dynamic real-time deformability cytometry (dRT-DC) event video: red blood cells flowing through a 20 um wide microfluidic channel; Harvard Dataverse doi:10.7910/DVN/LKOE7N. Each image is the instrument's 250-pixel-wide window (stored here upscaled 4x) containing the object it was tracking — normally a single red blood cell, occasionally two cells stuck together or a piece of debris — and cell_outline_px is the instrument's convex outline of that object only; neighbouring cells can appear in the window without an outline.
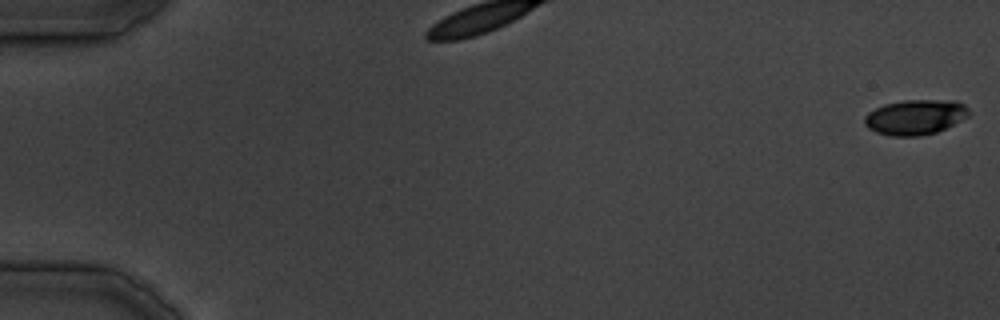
{"species": "common noctule bat (a hibernating species)", "species_latin": "Nyctalus noctula", "temperature_condition": "cold", "stored_images_in_passage": 20, "camera_frame_rate_fps": 3000, "um_per_image_px": 0.085, "animal": {"sex": "male", "body_mass_g": 19.5, "forearm_length_mm": 54.6}, "frame": {"image": 1, "passage_image": 1, "time_ms": 0.0, "image_size_px": [1000, 320], "cell_outline_px": [[972, 112], [968, 116], [936, 132], [920, 136], [892, 136], [876, 132], [868, 128], [864, 124], [864, 116], [868, 112], [884, 104], [904, 100], [956, 100], [964, 104]], "centroid_in_image_um": [77.79, 9.94], "position_along_channel_um": 7.2, "area_um2": 21.39}}
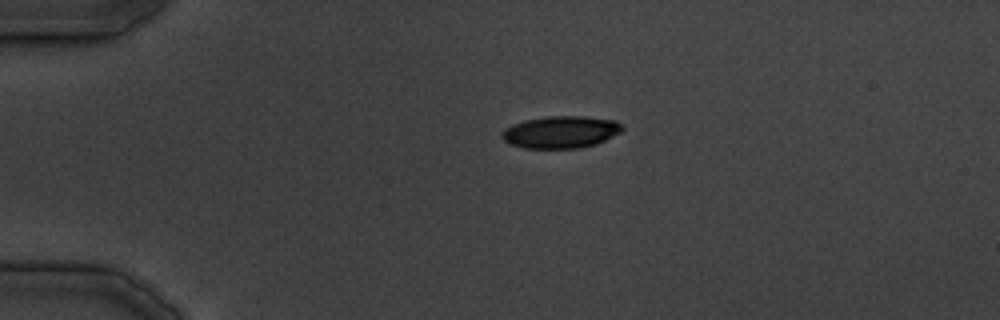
{"frame": {"image": 2, "passage_image": 10, "time_ms": 10.333, "image_size_px": [1000, 320], "cell_outline_px": [[624, 128], [620, 132], [596, 144], [580, 148], [524, 148], [512, 144], [504, 140], [500, 136], [500, 132], [512, 124], [524, 120], [548, 116], [584, 116], [616, 120]], "centroid_in_image_um": [47.65, 11.22], "position_along_channel_um": 37.4, "area_um2": 22.54}}